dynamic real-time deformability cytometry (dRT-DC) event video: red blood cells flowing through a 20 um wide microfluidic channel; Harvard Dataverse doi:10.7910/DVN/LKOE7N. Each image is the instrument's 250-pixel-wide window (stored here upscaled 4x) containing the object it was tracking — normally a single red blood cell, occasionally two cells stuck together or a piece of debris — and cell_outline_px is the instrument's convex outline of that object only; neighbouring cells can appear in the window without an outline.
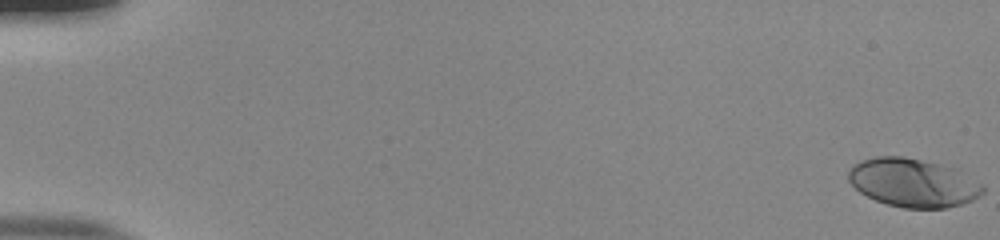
{"species": "human", "species_latin": "Homo sapiens", "temperature_condition": "room temperature", "stored_images_in_passage": 55, "camera_frame_rate_fps": 3000, "um_per_image_px": 0.085, "donor": {"sex": "male"}, "frame": {"image": 1, "passage_image": 1, "time_ms": 0.0, "image_size_px": [1000, 240], "cell_outline_px": [[984, 192], [980, 196], [972, 200], [960, 204], [944, 208], [904, 208], [888, 204], [876, 200], [860, 192], [848, 180], [848, 172], [852, 164], [860, 160], [876, 156], [904, 156], [956, 168], [980, 184], [984, 188]], "centroid_in_image_um": [77.58, 15.52], "position_along_channel_um": 7.4, "area_um2": 37.8}}
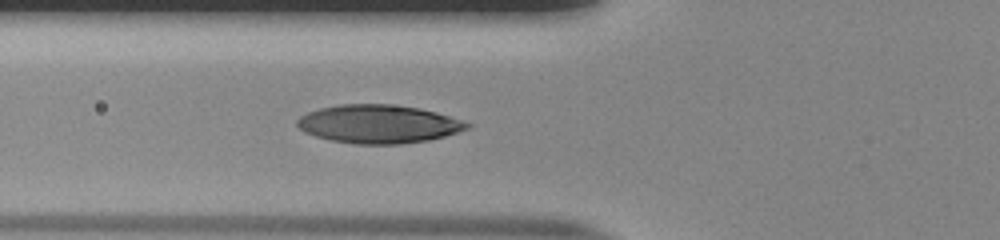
{"frame": {"image": 2, "passage_image": 22, "time_ms": 7.0, "image_size_px": [1000, 240], "cell_outline_px": [[472, 124], [468, 128], [444, 136], [428, 140], [400, 144], [352, 144], [332, 140], [316, 136], [304, 132], [296, 124], [296, 120], [300, 116], [308, 112], [320, 108], [340, 104], [388, 104], [420, 108], [436, 112], [464, 120]], "centroid_in_image_um": [32.17, 10.54], "position_along_channel_um": 93.6, "area_um2": 37.97}}
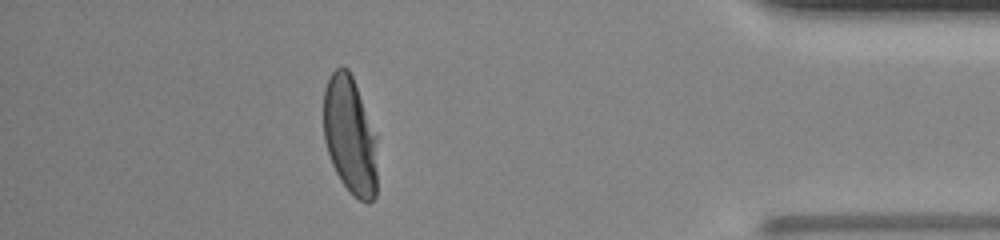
{"frame": {"image": 3, "passage_image": 49, "time_ms": 16.0, "image_size_px": [1000, 240], "cell_outline_px": [[376, 196], [368, 204], [360, 200], [340, 180], [332, 164], [324, 140], [324, 88], [328, 76], [340, 64], [348, 68], [352, 76], [376, 136]], "centroid_in_image_um": [29.73, 11.49], "position_along_channel_um": 405.5, "area_um2": 36.7}, "authors_computed_cell_mechanics": {"area_um2": 37.6856, "velocity_mm_per_s": 3.8736, "shape_relaxation_time_tau1_ms": 4.0691, "shape_relaxation_time_tau2_ms": null, "deformation_change_tau1": 0.2238, "deformation_change_tau2": null}}